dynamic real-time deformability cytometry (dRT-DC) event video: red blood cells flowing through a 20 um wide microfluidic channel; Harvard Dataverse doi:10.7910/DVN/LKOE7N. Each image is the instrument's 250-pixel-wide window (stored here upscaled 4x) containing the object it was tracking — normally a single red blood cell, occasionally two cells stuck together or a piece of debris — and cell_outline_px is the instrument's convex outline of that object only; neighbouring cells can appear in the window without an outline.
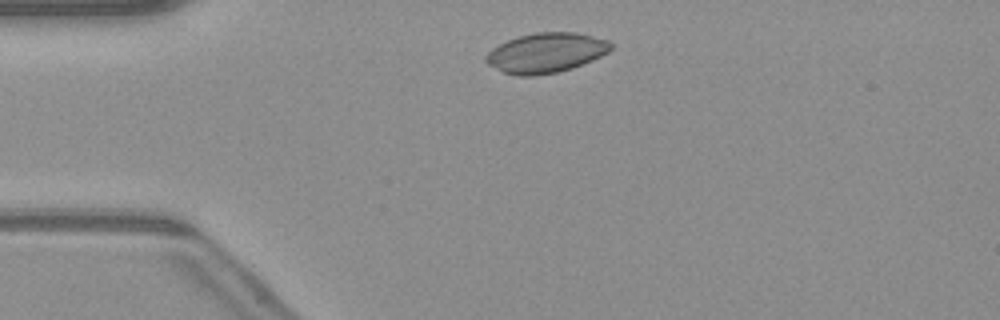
{"species": "common noctule bat (a hibernating species)", "species_latin": "Nyctalus noctula", "temperature_condition": "warm", "stored_images_in_passage": 43, "camera_frame_rate_fps": 3000, "um_per_image_px": 0.085, "animal": {"sex": "male", "body_mass_g": 23.1, "forearm_length_mm": 52.7}, "frame": {"image": 1, "passage_image": 4, "time_ms": 1.0, "image_size_px": [1000, 320], "cell_outline_px": [[612, 48], [608, 52], [592, 60], [572, 68], [556, 72], [532, 76], [516, 76], [500, 72], [488, 64], [484, 60], [484, 56], [492, 48], [508, 40], [520, 36], [536, 32], [576, 32], [608, 40], [612, 44]], "centroid_in_image_um": [46.37, 4.5], "position_along_channel_um": 38.6, "area_um2": 29.02}}
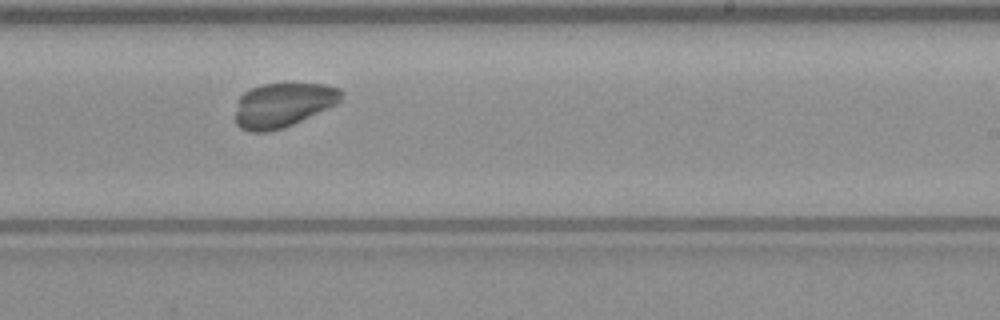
{"frame": {"image": 2, "passage_image": 23, "time_ms": 7.333, "image_size_px": [1000, 320], "cell_outline_px": [[344, 92], [340, 100], [336, 104], [284, 128], [268, 132], [248, 132], [240, 128], [236, 124], [236, 100], [244, 92], [260, 84], [324, 84], [340, 88]], "centroid_in_image_um": [24.02, 8.93], "position_along_channel_um": 265.0, "area_um2": 27.46}}
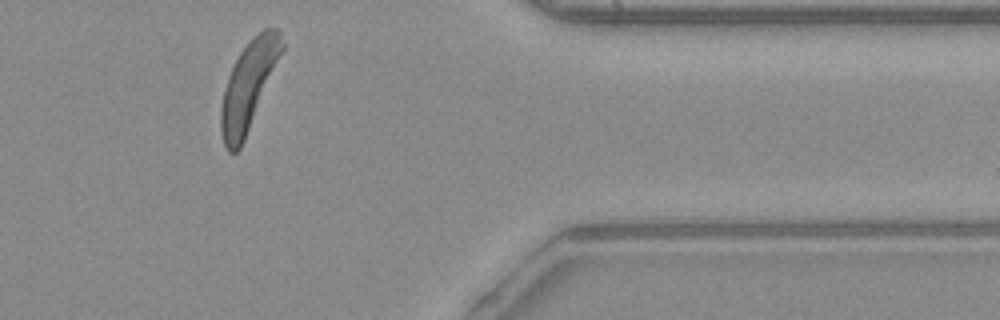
{"frame": {"image": 3, "passage_image": 34, "time_ms": 11.0, "image_size_px": [1000, 320], "cell_outline_px": [[284, 48], [244, 140], [240, 148], [236, 152], [228, 152], [224, 144], [220, 128], [220, 108], [224, 88], [228, 76], [240, 52], [264, 28], [276, 28], [280, 32], [284, 44]], "centroid_in_image_um": [21.11, 7.31], "position_along_channel_um": 390.3, "area_um2": 30.58}, "authors_computed_cell_mechanics": {"area_um2": 29.5358, "velocity_mm_per_s": 4.0686, "shape_relaxation_time_tau1_ms": 6.6389, "shape_relaxation_time_tau2_ms": 4.4466, "deformation_change_tau1": 0.3112, "deformation_change_tau2": 0.08}}